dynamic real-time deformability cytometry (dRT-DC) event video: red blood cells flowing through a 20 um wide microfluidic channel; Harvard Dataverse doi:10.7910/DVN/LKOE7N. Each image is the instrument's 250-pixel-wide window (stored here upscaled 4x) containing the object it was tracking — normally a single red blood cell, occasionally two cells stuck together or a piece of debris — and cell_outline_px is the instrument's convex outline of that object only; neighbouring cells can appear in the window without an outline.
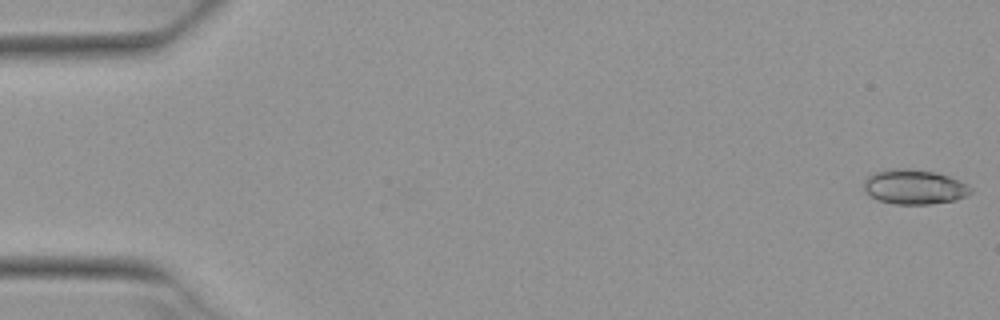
{"species": "Egyptian fruit bat (a non-hibernating species)", "species_latin": "Rousettus aegyptiacus", "temperature_condition": "warm", "stored_images_in_passage": 5, "camera_frame_rate_fps": 3000, "um_per_image_px": 0.085, "animal": {"sex": "female"}, "frame": {"image": 1, "passage_image": 1, "time_ms": 0.0, "image_size_px": [1000, 320], "cell_outline_px": [[972, 192], [956, 200], [928, 204], [896, 204], [880, 200], [872, 196], [864, 188], [864, 180], [872, 172], [888, 168], [908, 168], [936, 172], [960, 180], [968, 184], [972, 188]], "centroid_in_image_um": [77.73, 15.86], "position_along_channel_um": 7.3, "area_um2": 21.68}}
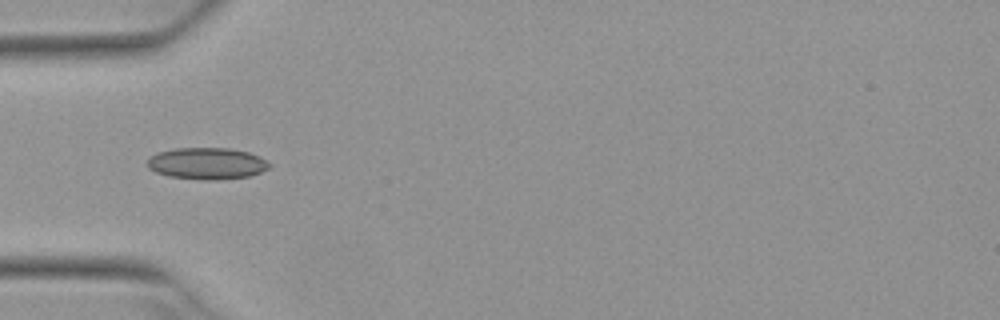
{"frame": {"image": 2, "passage_image": 4, "time_ms": 1.0, "image_size_px": [1000, 320], "cell_outline_px": [[272, 164], [268, 168], [260, 172], [248, 176], [212, 180], [204, 180], [168, 176], [156, 172], [148, 168], [148, 160], [156, 152], [176, 148], [232, 148], [248, 152], [260, 156]], "centroid_in_image_um": [17.6, 13.88], "position_along_channel_um": 67.4, "area_um2": 22.48}}
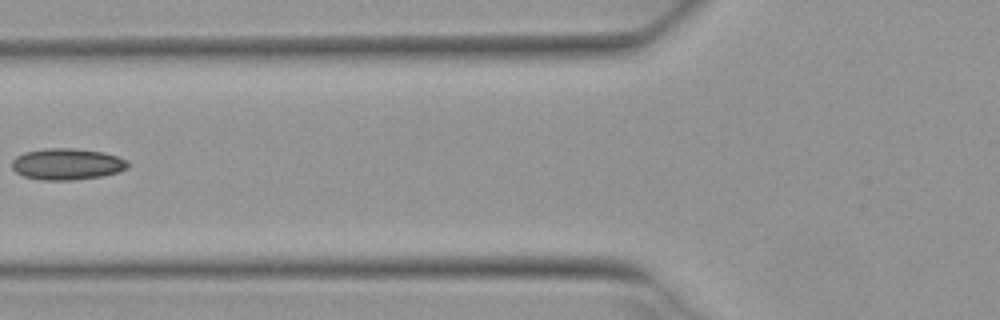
{"frame": {"image": 3, "passage_image": 5, "time_ms": 1.333, "image_size_px": [1000, 320], "cell_outline_px": [[132, 164], [128, 168], [120, 172], [100, 176], [72, 180], [40, 180], [24, 176], [16, 172], [12, 168], [12, 160], [16, 156], [24, 152], [44, 148], [72, 148], [104, 152], [128, 160]], "centroid_in_image_um": [5.72, 13.94], "position_along_channel_um": 120.1, "area_um2": 21.44}}